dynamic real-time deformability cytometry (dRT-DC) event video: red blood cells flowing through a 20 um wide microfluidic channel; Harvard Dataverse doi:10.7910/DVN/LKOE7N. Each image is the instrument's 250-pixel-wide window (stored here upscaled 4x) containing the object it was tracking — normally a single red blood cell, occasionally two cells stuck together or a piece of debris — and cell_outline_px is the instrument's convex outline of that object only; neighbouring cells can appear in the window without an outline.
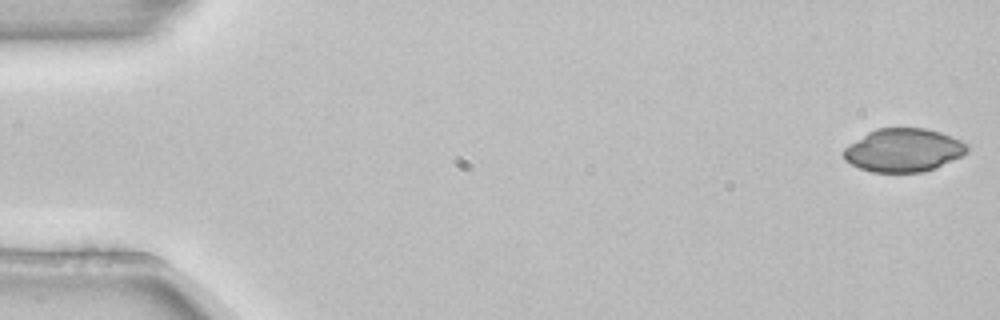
{"species": "common noctule bat (a hibernating species)", "species_latin": "Nyctalus noctula", "temperature_condition": "room temperature", "stored_images_in_passage": 4, "camera_frame_rate_fps": 3000, "um_per_image_px": 0.085, "animal": {"sex": "female", "body_mass_g": 22.7, "forearm_length_mm": 54.2}, "frame": {"image": 1, "passage_image": 1, "time_ms": 0.0, "image_size_px": [1000, 320], "cell_outline_px": [[968, 152], [936, 168], [924, 172], [872, 172], [860, 168], [844, 160], [844, 148], [848, 144], [868, 132], [876, 128], [924, 128], [940, 132], [952, 136], [968, 144]], "centroid_in_image_um": [76.79, 12.76], "position_along_channel_um": 8.2, "area_um2": 31.15}}